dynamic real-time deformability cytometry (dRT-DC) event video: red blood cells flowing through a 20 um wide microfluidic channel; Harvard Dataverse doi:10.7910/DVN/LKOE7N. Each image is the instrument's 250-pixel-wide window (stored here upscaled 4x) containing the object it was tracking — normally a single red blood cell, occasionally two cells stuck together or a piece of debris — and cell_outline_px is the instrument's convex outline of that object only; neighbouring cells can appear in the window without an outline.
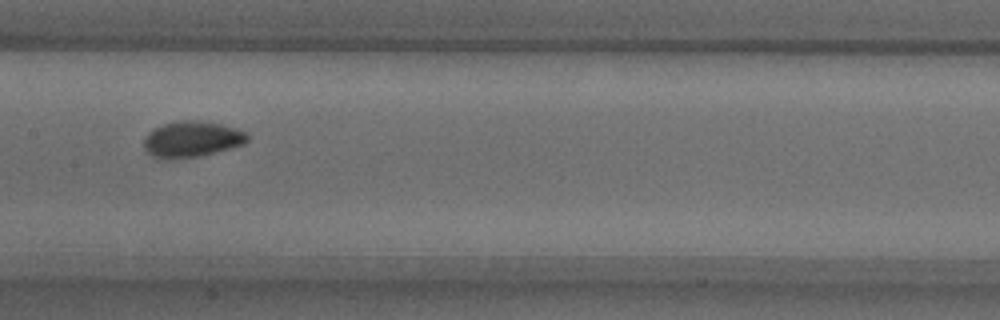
{"species": "common noctule bat (a hibernating species)", "species_latin": "Nyctalus noctula", "temperature_condition": "warm", "stored_images_in_passage": 41, "camera_frame_rate_fps": 3000, "um_per_image_px": 0.085, "animal": {"sex": "male", "body_mass_g": 18.8}, "frame": {"image": 1, "passage_image": 14, "time_ms": 4.333, "image_size_px": [1000, 320], "cell_outline_px": [[248, 140], [244, 144], [200, 156], [168, 160], [164, 160], [152, 156], [144, 148], [144, 140], [148, 132], [164, 124], [180, 120], [196, 120], [220, 124], [236, 128], [244, 132], [248, 136]], "centroid_in_image_um": [16.28, 11.84], "position_along_channel_um": 191.1, "area_um2": 21.62}}
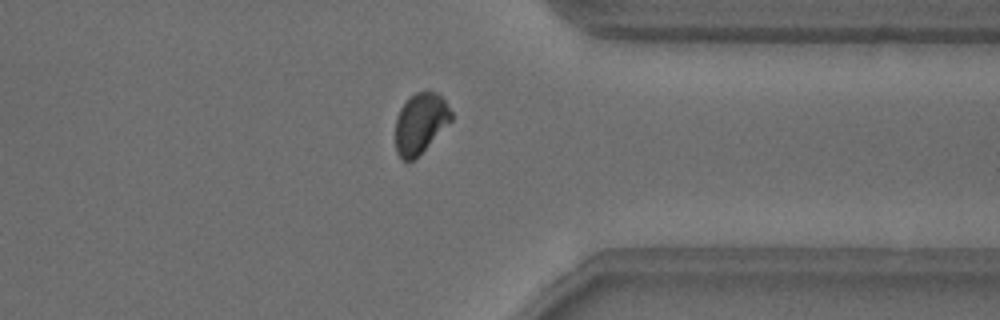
{"frame": {"image": 2, "passage_image": 29, "time_ms": 9.333, "image_size_px": [1000, 320], "cell_outline_px": [[452, 120], [408, 164], [400, 160], [396, 152], [396, 116], [400, 108], [416, 92], [428, 88], [436, 92], [444, 100], [452, 112]], "centroid_in_image_um": [35.71, 10.46], "position_along_channel_um": 375.7, "area_um2": 19.54}}
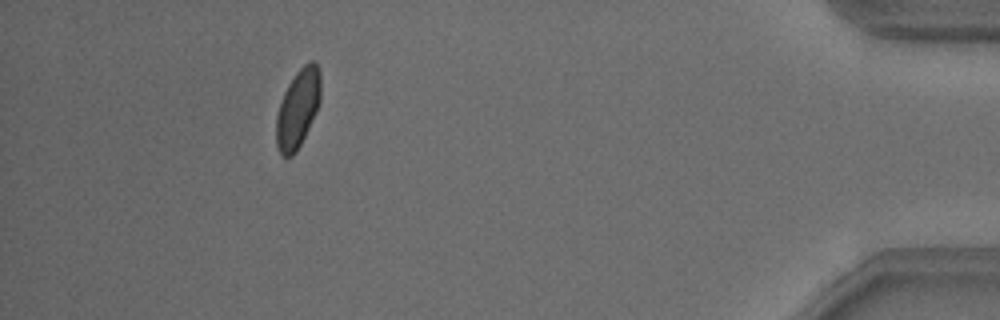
{"frame": {"image": 3, "passage_image": 36, "time_ms": 11.667, "image_size_px": [1000, 320], "cell_outline_px": [[320, 100], [316, 112], [296, 152], [292, 156], [280, 156], [276, 148], [276, 116], [284, 92], [288, 84], [296, 72], [304, 64], [312, 60], [320, 68]], "centroid_in_image_um": [25.3, 9.23], "position_along_channel_um": 409.9, "area_um2": 20.23}, "authors_computed_cell_mechanics": {"area_um2": 20.519, "velocity_mm_per_s": 3.8241, "shape_relaxation_time_tau1_ms": 3.1509, "shape_relaxation_time_tau2_ms": null, "deformation_change_tau1": 0.0882, "deformation_change_tau2": null}}